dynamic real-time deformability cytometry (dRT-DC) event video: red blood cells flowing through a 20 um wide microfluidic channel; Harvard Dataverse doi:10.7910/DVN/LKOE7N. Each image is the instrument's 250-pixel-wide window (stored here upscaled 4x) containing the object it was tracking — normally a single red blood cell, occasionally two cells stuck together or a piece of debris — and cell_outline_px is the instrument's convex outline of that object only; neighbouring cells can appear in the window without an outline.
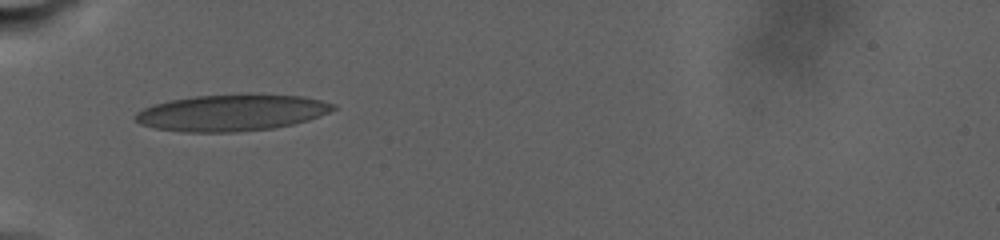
{"species": "human", "species_latin": "Homo sapiens", "temperature_condition": "warm", "stored_images_in_passage": 10, "camera_frame_rate_fps": 3000, "um_per_image_px": 0.085, "donor": {"sex": "male"}, "frame": {"image": 1, "passage_image": 1, "time_ms": 0.0, "image_size_px": [1000, 240], "cell_outline_px": [[336, 108], [320, 116], [308, 120], [292, 124], [272, 128], [236, 132], [184, 132], [156, 128], [140, 124], [132, 116], [136, 112], [144, 108], [156, 104], [172, 100], [196, 96], [240, 92], [252, 92], [300, 96], [320, 100], [336, 104]], "centroid_in_image_um": [19.71, 9.55], "position_along_channel_um": 65.3, "area_um2": 42.66}}
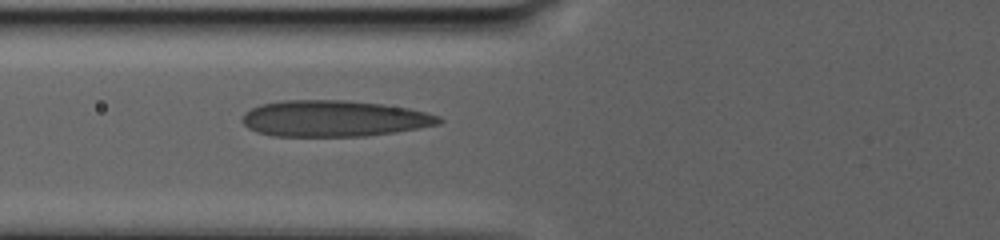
{"frame": {"image": 2, "passage_image": 8, "time_ms": 1.667, "image_size_px": [1000, 240], "cell_outline_px": [[444, 120], [440, 124], [420, 128], [396, 132], [364, 136], [272, 136], [256, 132], [248, 128], [244, 124], [244, 112], [260, 104], [284, 100], [348, 100], [384, 104], [408, 108], [440, 116]], "centroid_in_image_um": [28.41, 10.07], "position_along_channel_um": 97.4, "area_um2": 41.67}}